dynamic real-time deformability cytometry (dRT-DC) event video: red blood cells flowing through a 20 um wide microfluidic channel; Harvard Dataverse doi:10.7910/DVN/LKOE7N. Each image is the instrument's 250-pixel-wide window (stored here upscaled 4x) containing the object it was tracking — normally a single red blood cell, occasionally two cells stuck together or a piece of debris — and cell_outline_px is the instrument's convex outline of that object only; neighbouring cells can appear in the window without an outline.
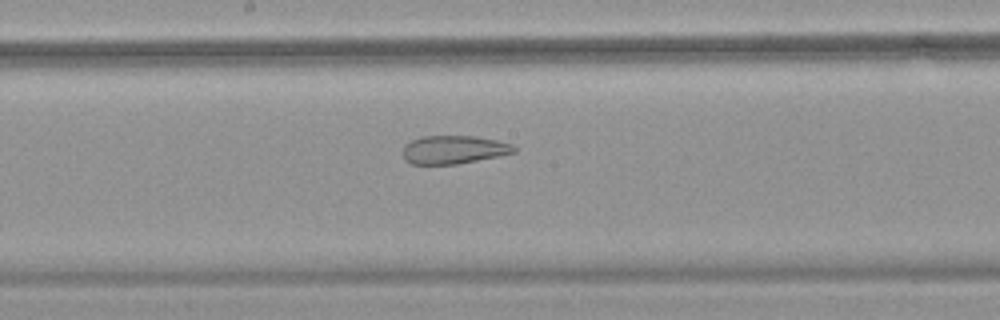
{"species": "common noctule bat (a hibernating species)", "species_latin": "Nyctalus noctula", "temperature_condition": "warm", "stored_images_in_passage": 49, "camera_frame_rate_fps": 3000, "um_per_image_px": 0.085, "animal": {"sex": "female", "body_mass_g": 18.4}, "frame": {"image": 1, "passage_image": 27, "time_ms": 8.667, "image_size_px": [1000, 320], "cell_outline_px": [[516, 152], [500, 156], [456, 164], [412, 164], [404, 160], [404, 144], [420, 136], [476, 136], [496, 140], [512, 144], [516, 148]], "centroid_in_image_um": [38.57, 12.72], "position_along_channel_um": 209.6, "area_um2": 18.38}}
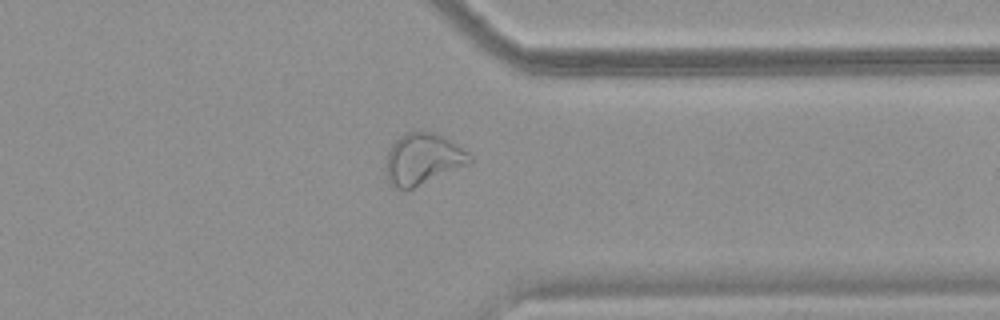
{"frame": {"image": 2, "passage_image": 39, "time_ms": 12.667, "image_size_px": [1000, 320], "cell_outline_px": [[472, 160], [468, 164], [412, 188], [396, 188], [388, 184], [388, 152], [392, 144], [400, 136], [408, 132], [436, 132], [456, 144], [468, 152], [472, 156]], "centroid_in_image_um": [35.96, 13.5], "position_along_channel_um": 375.4, "area_um2": 24.33}}
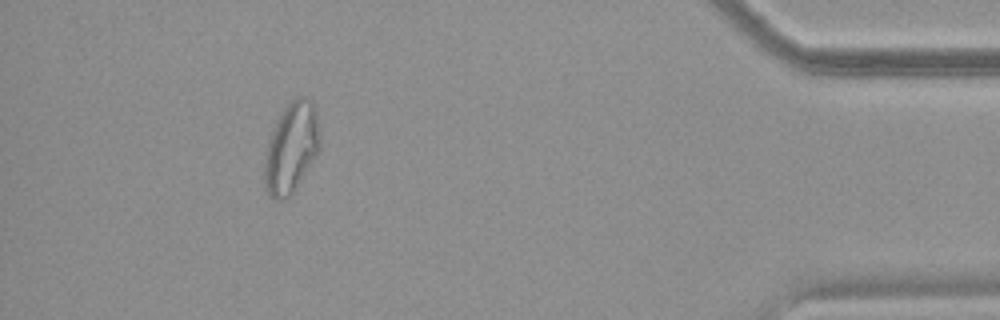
{"frame": {"image": 3, "passage_image": 45, "time_ms": 14.667, "image_size_px": [1000, 320], "cell_outline_px": [[320, 148], [296, 188], [284, 200], [272, 200], [268, 196], [264, 188], [264, 160], [268, 144], [276, 120], [284, 108], [296, 96], [304, 96], [312, 100], [316, 112], [320, 140]], "centroid_in_image_um": [24.74, 12.58], "position_along_channel_um": 410.5, "area_um2": 29.19}}